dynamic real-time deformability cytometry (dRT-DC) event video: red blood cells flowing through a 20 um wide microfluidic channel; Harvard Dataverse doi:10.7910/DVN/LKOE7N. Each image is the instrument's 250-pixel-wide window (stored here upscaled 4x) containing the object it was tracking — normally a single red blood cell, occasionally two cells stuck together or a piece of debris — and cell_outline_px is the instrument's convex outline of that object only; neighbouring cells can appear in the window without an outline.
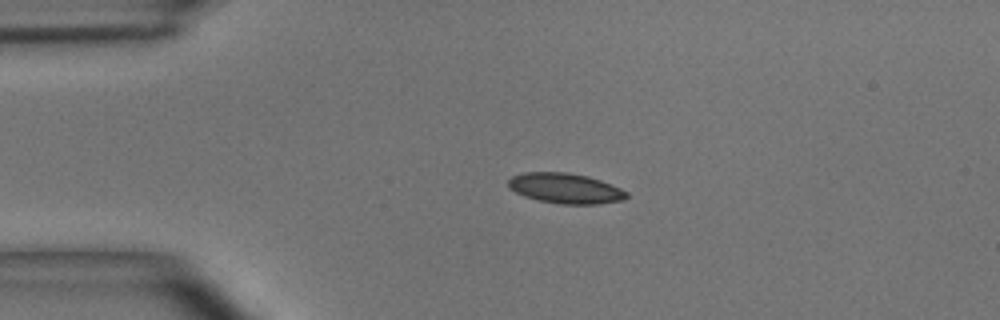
{"species": "common noctule bat (a hibernating species)", "species_latin": "Nyctalus noctula", "temperature_condition": "room temperature", "stored_images_in_passage": 5, "camera_frame_rate_fps": 3000, "um_per_image_px": 0.085, "animal": {"sex": "male", "body_mass_g": 15.6}, "frame": {"image": 1, "passage_image": 3, "time_ms": 0.667, "image_size_px": [1000, 320], "cell_outline_px": [[628, 196], [624, 200], [596, 204], [560, 204], [540, 200], [524, 196], [508, 188], [508, 180], [512, 176], [524, 172], [568, 172], [588, 176], [600, 180], [620, 188], [628, 192]], "centroid_in_image_um": [48.05, 16.0], "position_along_channel_um": 36.9, "area_um2": 20.87}}